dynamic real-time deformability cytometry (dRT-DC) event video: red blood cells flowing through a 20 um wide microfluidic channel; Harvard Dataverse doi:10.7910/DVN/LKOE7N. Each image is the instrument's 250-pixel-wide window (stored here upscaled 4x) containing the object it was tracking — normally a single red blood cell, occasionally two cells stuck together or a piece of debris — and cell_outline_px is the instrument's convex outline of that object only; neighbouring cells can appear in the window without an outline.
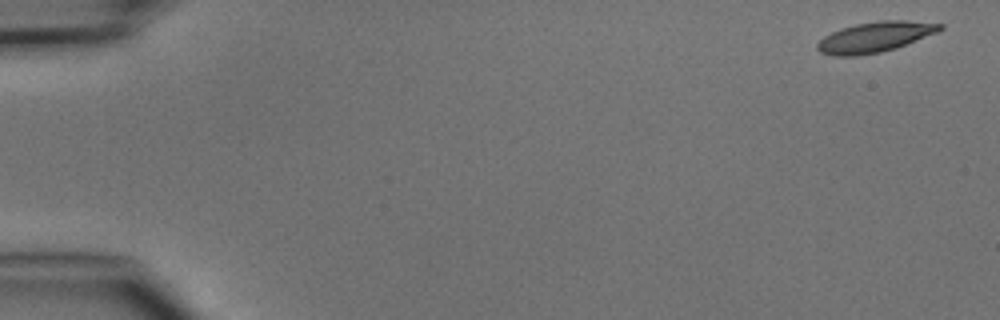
{"species": "common noctule bat (a hibernating species)", "species_latin": "Nyctalus noctula", "temperature_condition": "cold", "stored_images_in_passage": 5, "camera_frame_rate_fps": 3000, "um_per_image_px": 0.085, "animal": {"sex": "male", "body_mass_g": 15.6}, "frame": {"image": 1, "passage_image": 1, "time_ms": 0.0, "image_size_px": [1000, 320], "cell_outline_px": [[944, 28], [936, 32], [896, 48], [880, 52], [856, 56], [832, 56], [820, 52], [816, 48], [816, 44], [824, 36], [840, 28], [856, 24], [880, 20], [904, 20], [944, 24]], "centroid_in_image_um": [74.33, 3.15], "position_along_channel_um": 10.7, "area_um2": 21.62}}
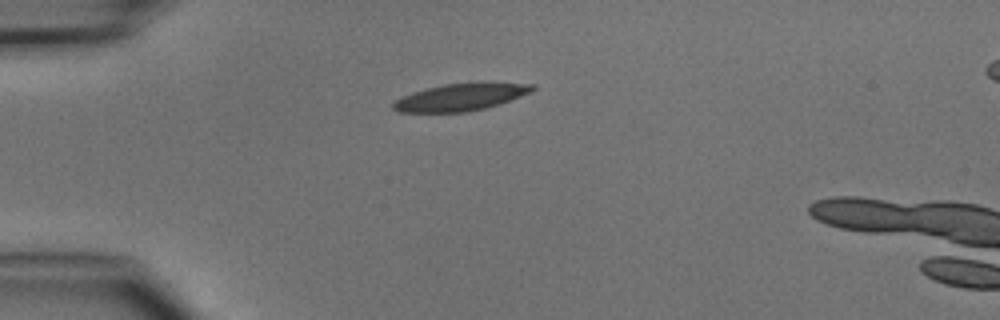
{"frame": {"image": 2, "passage_image": 4, "time_ms": 3.667, "image_size_px": [1000, 320], "cell_outline_px": [[536, 88], [532, 92], [484, 108], [468, 112], [400, 112], [392, 108], [392, 104], [400, 96], [424, 88], [444, 84], [480, 80], [484, 80], [536, 84]], "centroid_in_image_um": [39.2, 8.2], "position_along_channel_um": 45.8, "area_um2": 22.77}}